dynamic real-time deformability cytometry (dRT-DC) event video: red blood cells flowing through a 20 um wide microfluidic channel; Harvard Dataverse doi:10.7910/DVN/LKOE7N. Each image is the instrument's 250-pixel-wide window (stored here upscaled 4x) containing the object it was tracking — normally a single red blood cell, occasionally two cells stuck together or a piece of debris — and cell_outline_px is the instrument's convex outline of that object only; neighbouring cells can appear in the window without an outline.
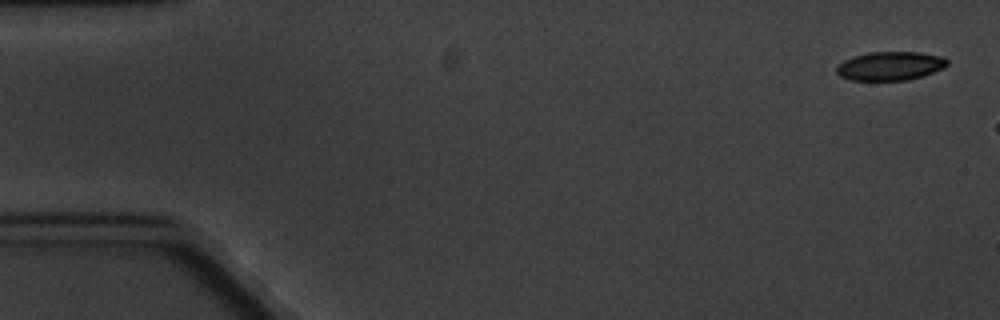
{"species": "common noctule bat (a hibernating species)", "species_latin": "Nyctalus noctula", "temperature_condition": "cold", "stored_images_in_passage": 3, "camera_frame_rate_fps": 3000, "um_per_image_px": 0.085, "animal": {"sex": "male", "body_mass_g": 20.1, "forearm_length_mm": 53.5}, "frame": {"image": 1, "passage_image": 1, "time_ms": 0.0, "image_size_px": [1000, 320], "cell_outline_px": [[948, 64], [944, 68], [924, 76], [908, 80], [852, 80], [840, 76], [836, 72], [836, 68], [844, 60], [868, 52], [920, 52], [940, 56], [948, 60]], "centroid_in_image_um": [75.7, 5.61], "position_along_channel_um": 9.3, "area_um2": 18.5}}